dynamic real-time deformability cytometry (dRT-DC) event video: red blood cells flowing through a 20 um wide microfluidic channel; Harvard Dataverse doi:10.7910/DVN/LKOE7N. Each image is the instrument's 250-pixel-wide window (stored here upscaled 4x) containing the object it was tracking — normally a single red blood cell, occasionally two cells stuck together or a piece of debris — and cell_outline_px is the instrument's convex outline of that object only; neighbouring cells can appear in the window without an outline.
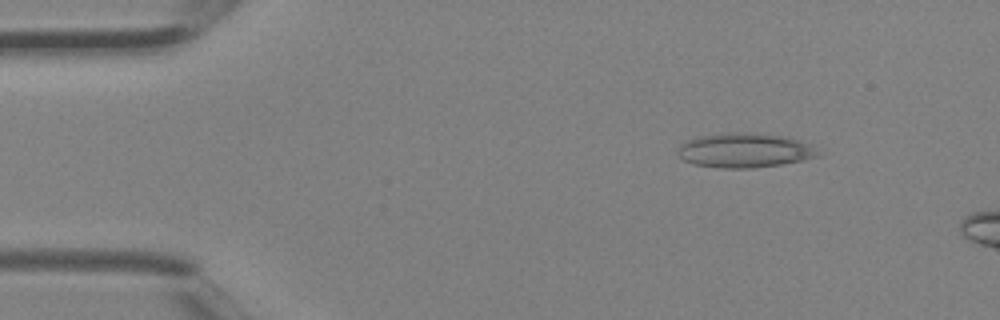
{"species": "Egyptian fruit bat (a non-hibernating species)", "species_latin": "Rousettus aegyptiacus", "temperature_condition": "room temperature", "stored_images_in_passage": 4, "camera_frame_rate_fps": 3000, "um_per_image_px": 0.085, "animal": {"sex": "female"}, "frame": {"image": 1, "passage_image": 2, "time_ms": 0.333, "image_size_px": [1000, 320], "cell_outline_px": [[820, 156], [780, 164], [752, 168], [720, 168], [692, 164], [684, 160], [676, 152], [680, 144], [688, 140], [700, 136], [728, 132], [784, 136], [800, 140], [808, 144]], "centroid_in_image_um": [63.22, 12.79], "position_along_channel_um": 21.8, "area_um2": 27.69}}